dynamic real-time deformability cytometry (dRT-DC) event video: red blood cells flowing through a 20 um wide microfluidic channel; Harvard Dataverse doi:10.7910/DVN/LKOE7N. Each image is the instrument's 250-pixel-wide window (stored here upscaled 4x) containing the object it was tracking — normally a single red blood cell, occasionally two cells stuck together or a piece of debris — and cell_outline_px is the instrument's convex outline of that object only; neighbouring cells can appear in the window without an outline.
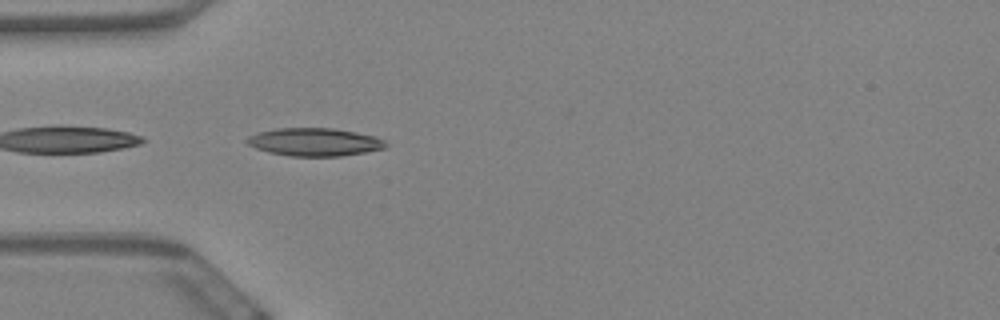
{"species": "Egyptian fruit bat (a non-hibernating species)", "species_latin": "Rousettus aegyptiacus", "temperature_condition": "warm", "stored_images_in_passage": 8, "camera_frame_rate_fps": 3000, "um_per_image_px": 0.085, "animal": {"sex": "female"}, "frame": {"image": 1, "passage_image": 1, "time_ms": 0.0, "image_size_px": [1000, 320], "cell_outline_px": [[388, 144], [384, 148], [364, 152], [340, 156], [288, 156], [268, 152], [256, 148], [248, 144], [244, 140], [248, 136], [260, 132], [276, 128], [332, 128], [356, 132], [376, 136], [384, 140]], "centroid_in_image_um": [26.73, 12.07], "position_along_channel_um": 58.3, "area_um2": 22.6}}
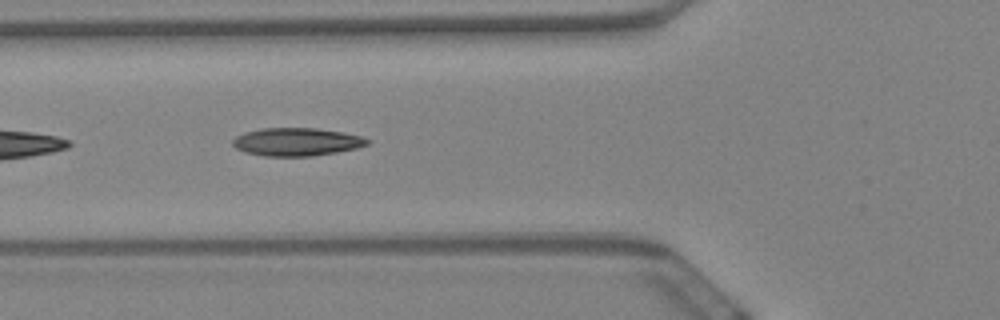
{"frame": {"image": 2, "passage_image": 5, "time_ms": 1.333, "image_size_px": [1000, 320], "cell_outline_px": [[372, 140], [368, 144], [356, 148], [336, 152], [312, 156], [264, 156], [244, 152], [236, 148], [232, 144], [232, 140], [236, 136], [248, 132], [264, 128], [312, 128], [340, 132], [360, 136]], "centroid_in_image_um": [25.2, 12.07], "position_along_channel_um": 100.6, "area_um2": 21.73}}